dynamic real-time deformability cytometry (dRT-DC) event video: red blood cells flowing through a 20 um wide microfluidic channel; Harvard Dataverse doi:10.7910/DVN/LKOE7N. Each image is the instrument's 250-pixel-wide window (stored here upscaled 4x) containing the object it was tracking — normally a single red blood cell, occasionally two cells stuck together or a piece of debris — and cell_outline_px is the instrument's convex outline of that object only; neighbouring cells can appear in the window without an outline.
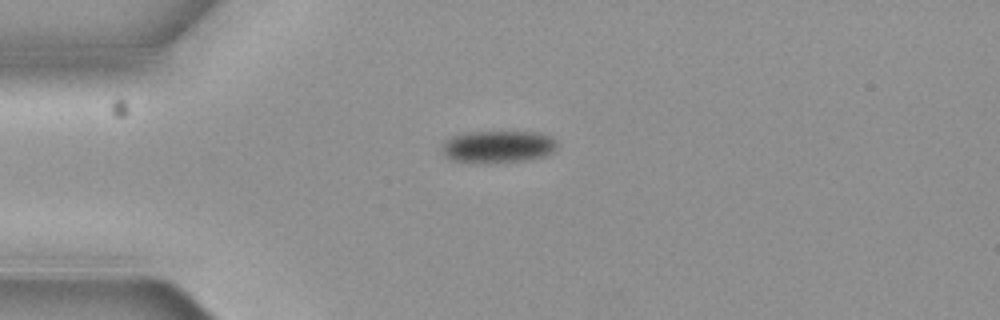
{"species": "common noctule bat (a hibernating species)", "species_latin": "Nyctalus noctula", "temperature_condition": "cold", "stored_images_in_passage": 2, "camera_frame_rate_fps": 3000, "um_per_image_px": 0.085, "animal": {"sex": "female", "body_mass_g": 19.3, "forearm_length_mm": 54.1}, "frame": {"image": 1, "passage_image": 1, "time_ms": 0.0, "image_size_px": [1000, 320], "cell_outline_px": [[556, 148], [552, 152], [544, 156], [524, 160], [452, 160], [444, 152], [444, 144], [452, 136], [468, 132], [536, 132], [548, 136], [556, 140]], "centroid_in_image_um": [42.41, 12.41], "position_along_channel_um": 42.6, "area_um2": 20.29}}